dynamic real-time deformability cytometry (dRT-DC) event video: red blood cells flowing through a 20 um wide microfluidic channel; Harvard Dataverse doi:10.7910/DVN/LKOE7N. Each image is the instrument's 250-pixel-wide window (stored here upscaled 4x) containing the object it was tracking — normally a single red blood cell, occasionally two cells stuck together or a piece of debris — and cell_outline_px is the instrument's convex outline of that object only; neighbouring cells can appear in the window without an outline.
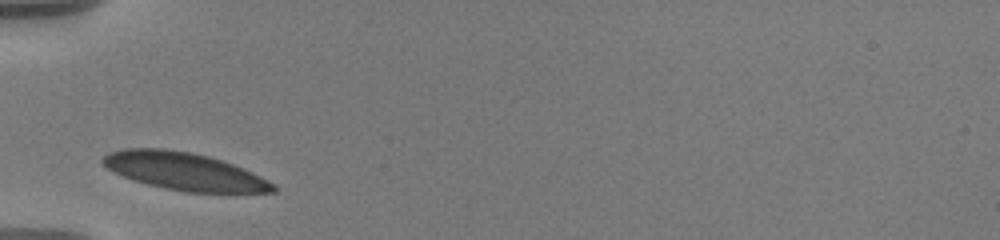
{"species": "human", "species_latin": "Homo sapiens", "temperature_condition": "warm", "stored_images_in_passage": 7, "camera_frame_rate_fps": 3000, "um_per_image_px": 0.085, "donor": {"sex": "male"}, "frame": {"image": 1, "passage_image": 1, "time_ms": 0.0, "image_size_px": [1000, 240], "cell_outline_px": [[280, 188], [276, 192], [184, 192], [164, 188], [148, 184], [124, 176], [108, 168], [100, 160], [108, 152], [124, 148], [164, 148], [192, 152], [208, 156], [244, 168], [276, 184]], "centroid_in_image_um": [15.7, 14.56], "position_along_channel_um": 69.3, "area_um2": 37.17}}
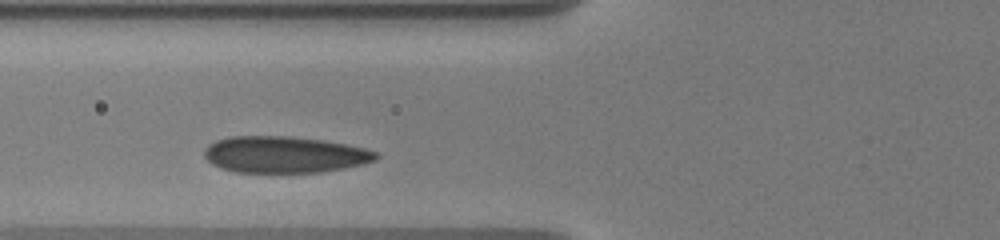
{"frame": {"image": 2, "passage_image": 6, "time_ms": 1.0, "image_size_px": [1000, 240], "cell_outline_px": [[380, 156], [376, 160], [344, 168], [320, 172], [236, 172], [220, 168], [212, 164], [204, 156], [204, 148], [208, 144], [216, 140], [228, 136], [288, 136], [324, 140], [364, 148], [376, 152]], "centroid_in_image_um": [24.14, 13.13], "position_along_channel_um": 101.7, "area_um2": 36.53}}